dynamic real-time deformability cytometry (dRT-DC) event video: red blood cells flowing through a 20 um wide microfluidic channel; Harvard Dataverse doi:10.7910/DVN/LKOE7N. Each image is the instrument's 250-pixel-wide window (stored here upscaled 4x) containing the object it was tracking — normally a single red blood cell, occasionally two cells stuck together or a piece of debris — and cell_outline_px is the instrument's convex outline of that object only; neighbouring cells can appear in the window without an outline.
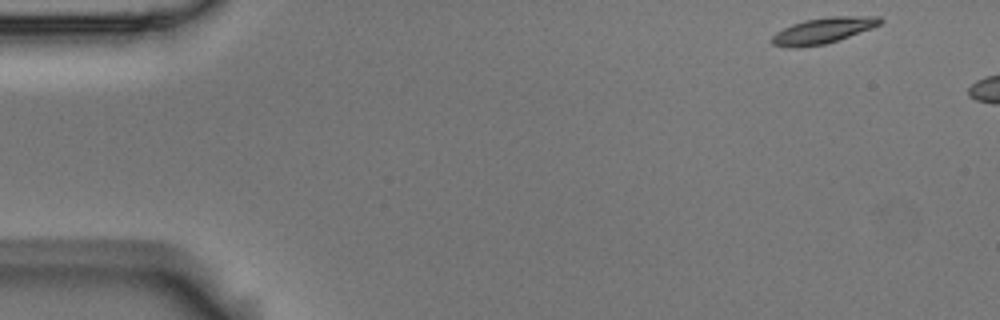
{"species": "Egyptian fruit bat (a non-hibernating species)", "species_latin": "Rousettus aegyptiacus", "temperature_condition": "room temperature", "stored_images_in_passage": 4, "camera_frame_rate_fps": 3000, "um_per_image_px": 0.085, "animal": {"sex": "male"}, "frame": {"image": 1, "passage_image": 1, "time_ms": 0.0, "image_size_px": [1000, 320], "cell_outline_px": [[884, 20], [880, 24], [872, 28], [824, 44], [800, 48], [784, 48], [772, 44], [768, 40], [776, 32], [792, 24], [804, 20], [832, 16], [880, 16]], "centroid_in_image_um": [69.91, 2.6], "position_along_channel_um": 15.1, "area_um2": 16.42}}